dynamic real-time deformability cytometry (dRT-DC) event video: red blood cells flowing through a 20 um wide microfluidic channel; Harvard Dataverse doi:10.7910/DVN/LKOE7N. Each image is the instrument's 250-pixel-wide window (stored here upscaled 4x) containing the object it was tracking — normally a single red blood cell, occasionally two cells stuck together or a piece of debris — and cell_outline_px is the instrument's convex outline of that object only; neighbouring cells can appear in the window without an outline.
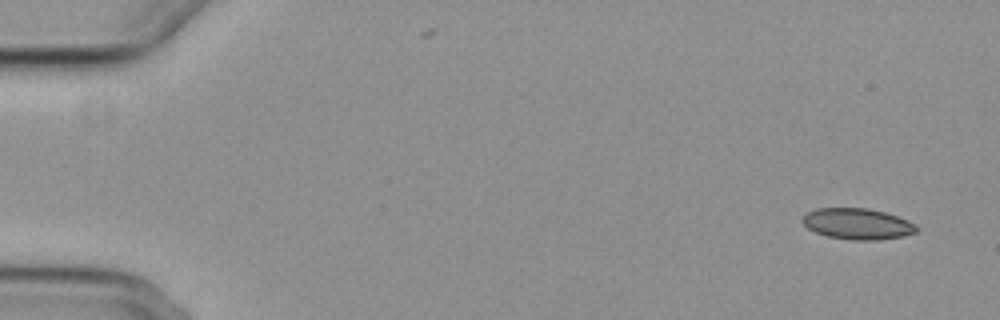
{"species": "common noctule bat (a hibernating species)", "species_latin": "Nyctalus noctula", "temperature_condition": "cold", "stored_images_in_passage": 5, "segment_of_instrument_passage": [2, 2], "camera_frame_rate_fps": 3000, "um_per_image_px": 0.085, "animal": {"sex": "female", "body_mass_g": 29.2, "forearm_length_mm": 56.3}, "frame": {"image": 1, "passage_image": 5, "time_ms": 4.667, "image_size_px": [1000, 320], "cell_outline_px": [[916, 232], [904, 236], [880, 240], [852, 240], [828, 236], [816, 232], [808, 228], [800, 220], [804, 212], [816, 208], [868, 208], [884, 212], [908, 220], [916, 228]], "centroid_in_image_um": [72.82, 19.02], "position_along_channel_um": 12.2, "area_um2": 20.63}}